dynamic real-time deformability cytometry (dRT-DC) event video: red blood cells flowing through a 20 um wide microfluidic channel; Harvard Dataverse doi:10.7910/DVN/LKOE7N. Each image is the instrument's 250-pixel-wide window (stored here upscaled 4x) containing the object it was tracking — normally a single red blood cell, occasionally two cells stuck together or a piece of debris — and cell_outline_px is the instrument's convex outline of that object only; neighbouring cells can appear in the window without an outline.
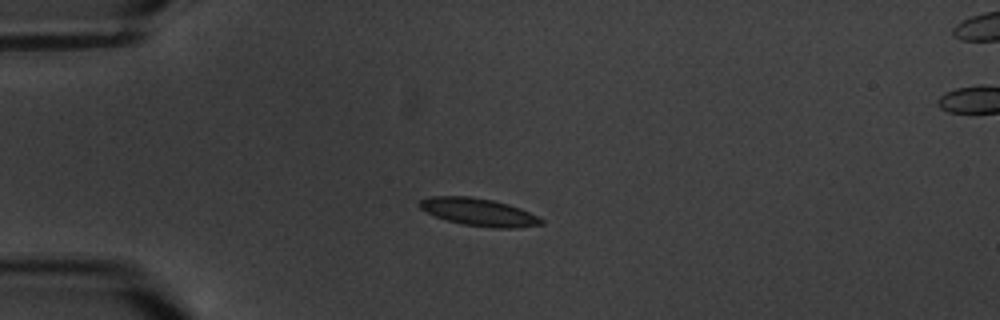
{"species": "common noctule bat (a hibernating species)", "species_latin": "Nyctalus noctula", "temperature_condition": "warm", "stored_images_in_passage": 9, "camera_frame_rate_fps": 3000, "um_per_image_px": 0.085, "animal": {"sex": "male", "body_mass_g": 20.1, "forearm_length_mm": 53.5}, "frame": {"image": 1, "passage_image": 4, "time_ms": 4.333, "image_size_px": [1000, 320], "cell_outline_px": [[544, 224], [516, 228], [492, 228], [464, 224], [448, 220], [436, 216], [420, 208], [416, 204], [420, 200], [428, 196], [472, 196], [492, 200], [508, 204], [520, 208], [544, 220]], "centroid_in_image_um": [40.68, 18.02], "position_along_channel_um": 44.3, "area_um2": 19.48}}
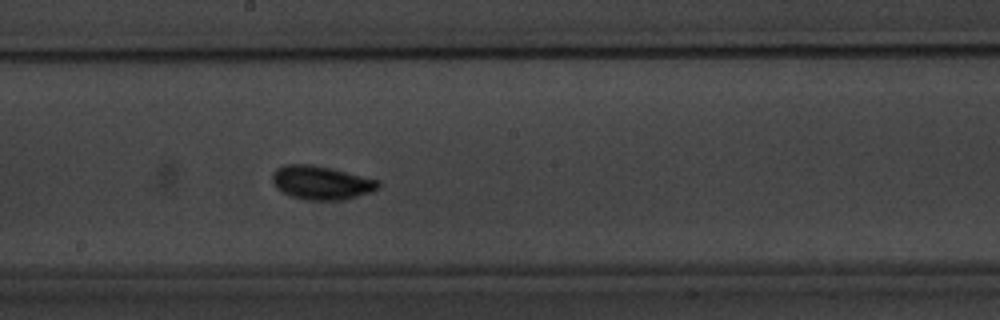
{"frame": {"image": 2, "passage_image": 9, "time_ms": 10.333, "image_size_px": [1000, 320], "cell_outline_px": [[380, 188], [372, 192], [340, 200], [304, 200], [292, 196], [276, 188], [272, 180], [272, 172], [276, 168], [284, 164], [312, 164], [380, 180]], "centroid_in_image_um": [27.3, 15.52], "position_along_channel_um": 220.9, "area_um2": 20.81}}